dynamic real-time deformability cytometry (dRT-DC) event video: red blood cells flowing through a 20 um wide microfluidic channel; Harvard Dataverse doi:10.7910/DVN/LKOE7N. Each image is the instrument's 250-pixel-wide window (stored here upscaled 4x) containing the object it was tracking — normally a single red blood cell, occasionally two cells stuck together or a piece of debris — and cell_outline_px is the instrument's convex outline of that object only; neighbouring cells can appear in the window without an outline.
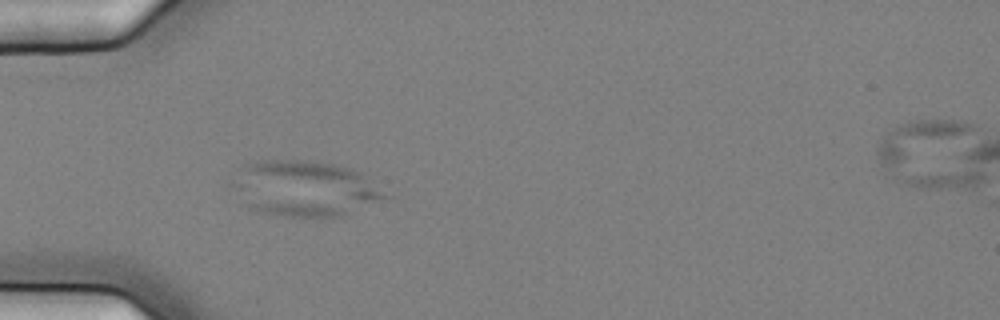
{"species": "common noctule bat (a hibernating species)", "species_latin": "Nyctalus noctula", "temperature_condition": "cold", "stored_images_in_passage": 40, "camera_frame_rate_fps": 3000, "um_per_image_px": 0.085, "animal": {"sex": "female", "body_mass_g": 25.1}, "frame": {"image": 1, "passage_image": 2, "time_ms": 0.333, "image_size_px": [1000, 320], "cell_outline_px": [[392, 196], [340, 216], [292, 216], [260, 212], [248, 208], [244, 204], [228, 184], [244, 164], [264, 160], [312, 160], [336, 164], [352, 168], [360, 172]], "centroid_in_image_um": [25.86, 16.0], "position_along_channel_um": 59.1, "area_um2": 49.71}}
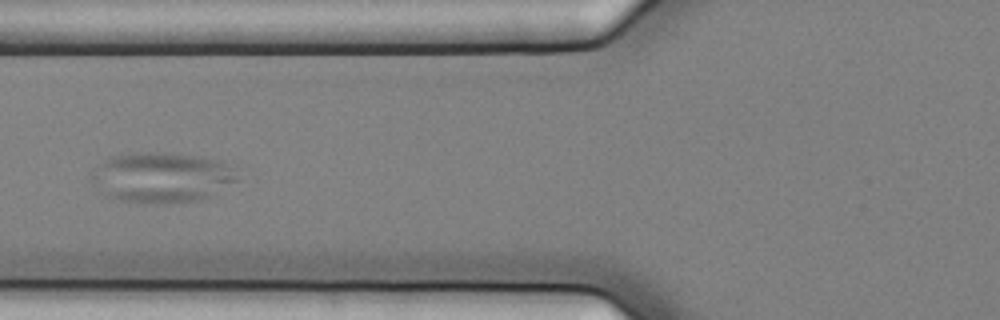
{"frame": {"image": 2, "passage_image": 7, "time_ms": 2.0, "image_size_px": [1000, 320], "cell_outline_px": [[236, 180], [212, 196], [196, 200], [120, 200], [104, 196], [100, 168], [100, 164], [104, 160], [112, 156], [128, 152], [164, 152], [200, 156], [220, 160], [236, 164]], "centroid_in_image_um": [13.97, 15.0], "position_along_channel_um": 111.8, "area_um2": 40.69}}
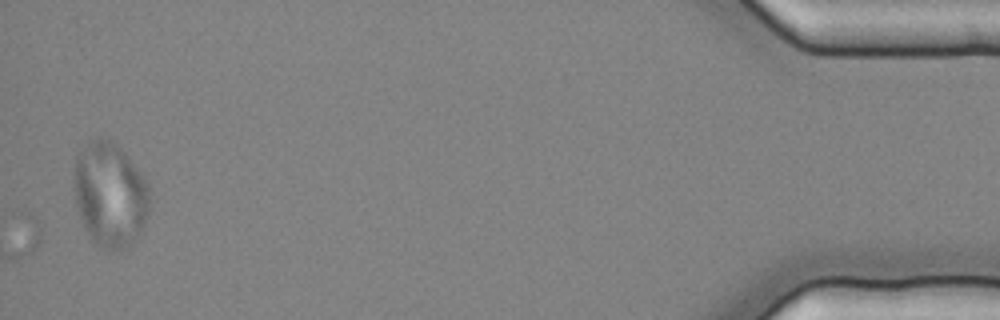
{"frame": {"image": 3, "passage_image": 40, "time_ms": 13.0, "image_size_px": [1000, 320], "cell_outline_px": [[148, 212], [144, 224], [140, 232], [120, 252], [108, 252], [100, 248], [92, 240], [84, 228], [76, 208], [72, 172], [76, 156], [88, 140], [96, 136], [108, 136], [124, 152], [148, 180]], "centroid_in_image_um": [9.3, 16.5], "position_along_channel_um": 425.9, "area_um2": 47.11}}